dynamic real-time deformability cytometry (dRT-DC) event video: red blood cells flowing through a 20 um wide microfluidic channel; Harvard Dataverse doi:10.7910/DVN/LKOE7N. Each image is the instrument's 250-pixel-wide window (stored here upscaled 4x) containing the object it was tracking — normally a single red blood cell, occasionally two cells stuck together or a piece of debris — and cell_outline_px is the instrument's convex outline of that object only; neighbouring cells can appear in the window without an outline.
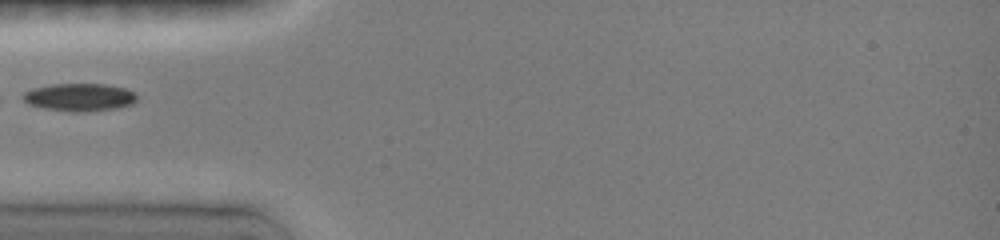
{"species": "common noctule bat (a hibernating species)", "species_latin": "Nyctalus noctula", "temperature_condition": "room temperature", "stored_images_in_passage": 28, "camera_frame_rate_fps": 3000, "um_per_image_px": 0.085, "animal": {"sex": "female", "body_mass_g": 19.0, "forearm_length_mm": 51.5}, "frame": {"image": 1, "passage_image": 1, "time_ms": 0.0, "image_size_px": [1000, 240], "cell_outline_px": [[136, 100], [132, 104], [116, 108], [88, 112], [72, 112], [44, 108], [28, 104], [24, 100], [24, 92], [36, 88], [52, 84], [104, 84], [124, 88], [136, 92]], "centroid_in_image_um": [6.79, 8.27], "position_along_channel_um": 78.2, "area_um2": 18.32}}